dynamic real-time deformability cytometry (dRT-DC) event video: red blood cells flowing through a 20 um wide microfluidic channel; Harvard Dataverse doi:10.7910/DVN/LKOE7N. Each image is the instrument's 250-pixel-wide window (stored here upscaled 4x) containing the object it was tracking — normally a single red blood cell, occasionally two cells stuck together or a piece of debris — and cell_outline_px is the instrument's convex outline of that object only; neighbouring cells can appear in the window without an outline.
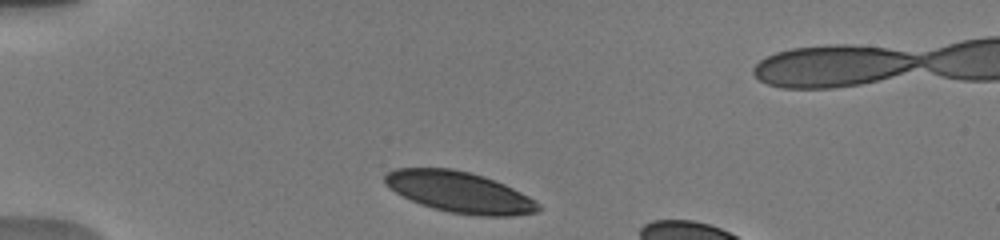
{"species": "human", "species_latin": "Homo sapiens", "temperature_condition": "warm", "stored_images_in_passage": 23, "camera_frame_rate_fps": 3000, "um_per_image_px": 0.085, "donor": {"sex": "male"}, "frame": {"image": 1, "passage_image": 1, "time_ms": 0.0, "image_size_px": [1000, 240], "cell_outline_px": [[544, 208], [536, 212], [512, 216], [480, 216], [448, 212], [432, 208], [420, 204], [396, 192], [384, 184], [384, 176], [388, 172], [396, 168], [452, 168], [472, 172], [484, 176], [504, 184], [536, 200]], "centroid_in_image_um": [39.08, 16.33], "position_along_channel_um": 45.9, "area_um2": 36.76}}
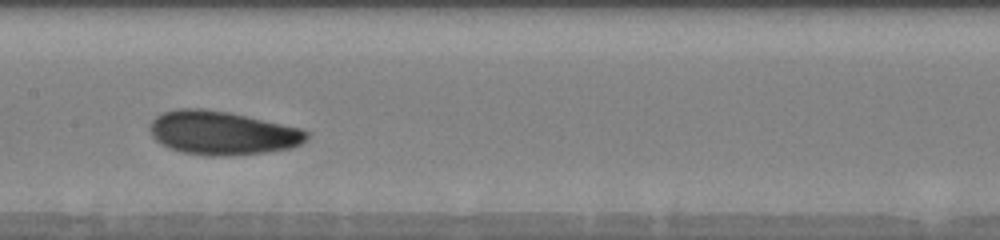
{"frame": {"image": 2, "passage_image": 9, "time_ms": 4.667, "image_size_px": [1000, 240], "cell_outline_px": [[308, 140], [292, 148], [264, 152], [228, 156], [204, 156], [180, 152], [168, 148], [160, 144], [152, 136], [148, 128], [152, 120], [160, 112], [176, 108], [204, 108], [228, 112], [300, 128], [308, 132]], "centroid_in_image_um": [18.83, 11.3], "position_along_channel_um": 188.6, "area_um2": 40.29}}
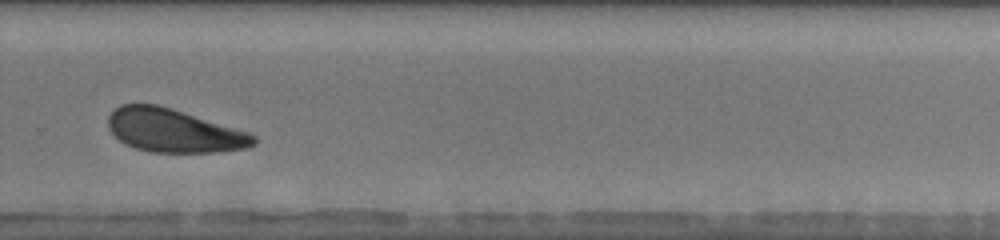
{"frame": {"image": 3, "passage_image": 15, "time_ms": 8.0, "image_size_px": [1000, 240], "cell_outline_px": [[260, 140], [256, 144], [248, 148], [216, 152], [152, 152], [136, 148], [120, 140], [108, 128], [108, 116], [120, 104], [156, 104], [172, 108], [248, 132], [256, 136]], "centroid_in_image_um": [14.81, 11.1], "position_along_channel_um": 315.0, "area_um2": 36.65}, "authors_computed_cell_mechanics": {"area_um2": 37.9168, "velocity_mm_per_s": 3.8121, "shape_relaxation_time_tau1_ms": 1.5969, "shape_relaxation_time_tau2_ms": 9.2535, "deformation_change_tau1": 0.0698, "deformation_change_tau2": 0.1703}}